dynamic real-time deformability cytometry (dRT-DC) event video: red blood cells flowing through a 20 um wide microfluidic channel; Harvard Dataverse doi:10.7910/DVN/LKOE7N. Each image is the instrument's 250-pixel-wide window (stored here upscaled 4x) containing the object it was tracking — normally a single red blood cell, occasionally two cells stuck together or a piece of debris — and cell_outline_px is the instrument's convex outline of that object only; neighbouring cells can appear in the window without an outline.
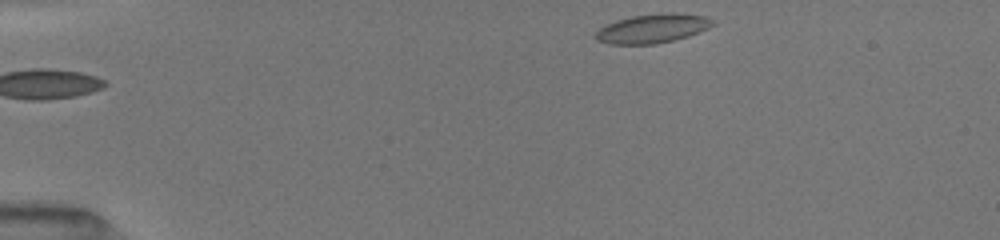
{"species": "common noctule bat (a hibernating species)", "species_latin": "Nyctalus noctula", "temperature_condition": "room temperature", "stored_images_in_passage": 2, "camera_frame_rate_fps": 3000, "um_per_image_px": 0.085, "animal": {"sex": "female", "body_mass_g": 19.5, "forearm_length_mm": 54.1}, "frame": {"image": 1, "passage_image": 2, "time_ms": 1.0, "image_size_px": [1000, 240], "cell_outline_px": [[716, 24], [708, 28], [688, 36], [656, 44], [608, 44], [596, 40], [592, 36], [600, 28], [616, 20], [632, 16], [672, 12], [676, 12], [704, 16], [712, 20]], "centroid_in_image_um": [55.44, 2.42], "position_along_channel_um": 29.6, "area_um2": 19.77}}